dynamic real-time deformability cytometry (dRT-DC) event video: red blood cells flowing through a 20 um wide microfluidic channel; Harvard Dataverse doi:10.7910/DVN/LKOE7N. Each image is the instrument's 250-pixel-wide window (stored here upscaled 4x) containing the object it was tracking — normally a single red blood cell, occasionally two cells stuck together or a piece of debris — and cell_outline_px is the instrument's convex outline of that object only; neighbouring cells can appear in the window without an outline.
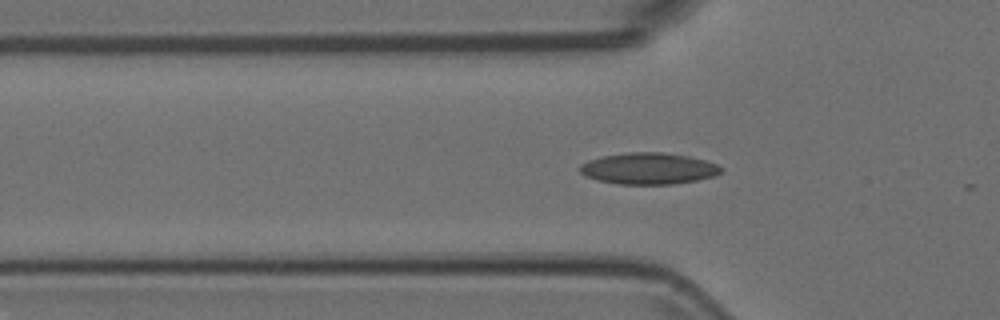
{"species": "Egyptian fruit bat (a non-hibernating species)", "species_latin": "Rousettus aegyptiacus", "temperature_condition": "room temperature", "stored_images_in_passage": 14, "camera_frame_rate_fps": 3000, "um_per_image_px": 0.085, "animal": {"sex": "female"}, "frame": {"image": 1, "passage_image": 2, "time_ms": 0.333, "image_size_px": [1000, 320], "cell_outline_px": [[724, 168], [720, 172], [712, 176], [696, 180], [672, 184], [616, 184], [584, 176], [580, 172], [580, 164], [588, 160], [604, 156], [628, 152], [660, 152], [688, 156], [704, 160], [716, 164]], "centroid_in_image_um": [55.1, 14.32], "position_along_channel_um": 70.7, "area_um2": 25.66}}
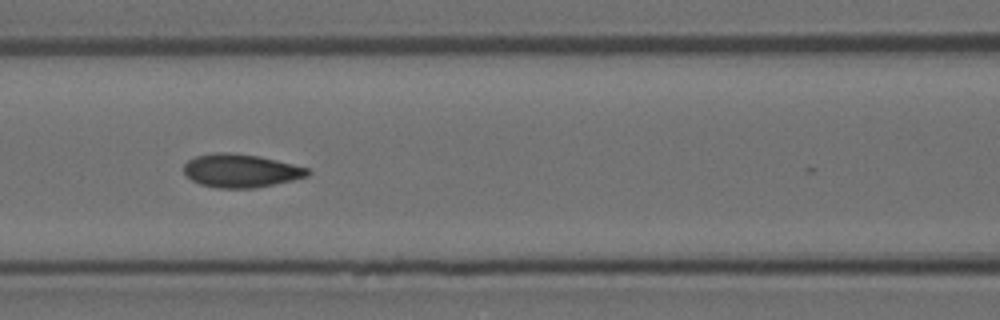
{"frame": {"image": 2, "passage_image": 8, "time_ms": 2.333, "image_size_px": [1000, 320], "cell_outline_px": [[312, 172], [308, 176], [292, 180], [256, 188], [220, 188], [200, 184], [192, 180], [184, 172], [184, 164], [188, 160], [196, 156], [216, 152], [228, 152], [260, 156], [308, 168]], "centroid_in_image_um": [20.47, 14.51], "position_along_channel_um": 146.1, "area_um2": 23.99}}
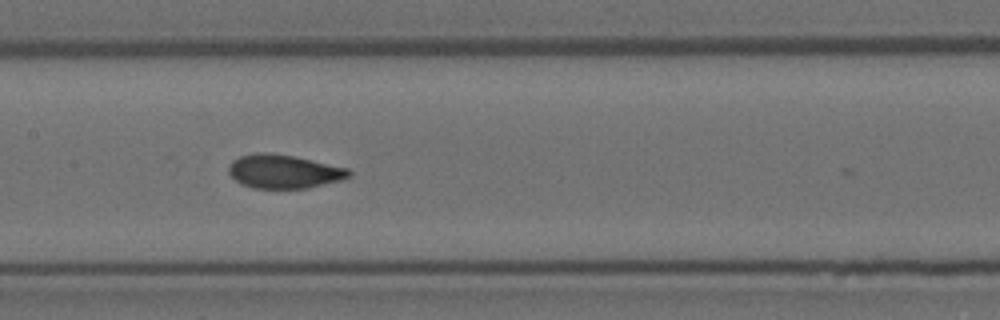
{"frame": {"image": 3, "passage_image": 11, "time_ms": 3.333, "image_size_px": [1000, 320], "cell_outline_px": [[352, 176], [344, 180], [308, 188], [252, 188], [240, 184], [228, 172], [228, 168], [232, 160], [240, 156], [256, 152], [264, 152], [292, 156], [348, 168], [352, 172]], "centroid_in_image_um": [24.14, 14.58], "position_along_channel_um": 183.3, "area_um2": 23.7}}